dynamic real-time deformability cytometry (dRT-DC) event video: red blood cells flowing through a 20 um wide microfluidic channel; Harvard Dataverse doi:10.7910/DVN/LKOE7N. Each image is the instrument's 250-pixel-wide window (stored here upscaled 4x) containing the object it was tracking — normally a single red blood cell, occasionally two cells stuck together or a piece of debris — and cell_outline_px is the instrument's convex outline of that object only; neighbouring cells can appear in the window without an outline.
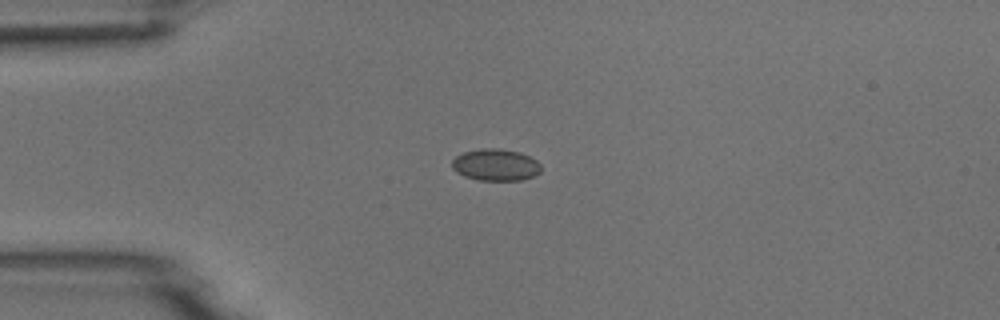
{"species": "common noctule bat (a hibernating species)", "species_latin": "Nyctalus noctula", "temperature_condition": "room temperature", "stored_images_in_passage": 12, "camera_frame_rate_fps": 3000, "um_per_image_px": 0.085, "animal": {"sex": "male", "body_mass_g": 18.8}, "frame": {"image": 1, "passage_image": 1, "time_ms": 0.0, "image_size_px": [1000, 320], "cell_outline_px": [[540, 172], [536, 176], [520, 180], [480, 180], [464, 176], [456, 172], [452, 168], [452, 160], [456, 156], [464, 152], [480, 148], [500, 148], [520, 152], [536, 160], [540, 164]], "centroid_in_image_um": [42.13, 14.01], "position_along_channel_um": 42.9, "area_um2": 16.59}}
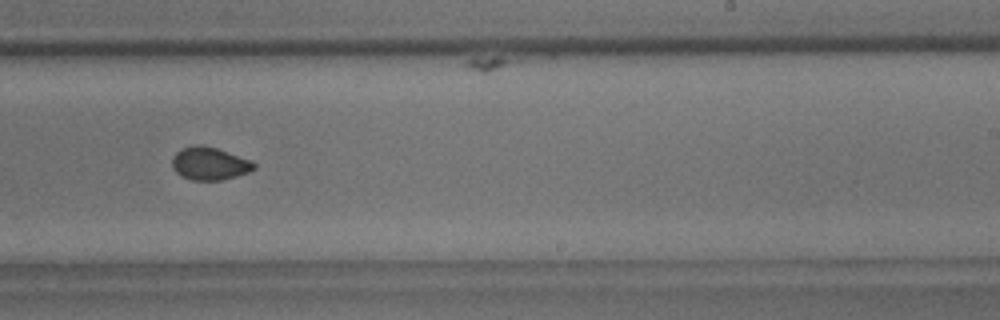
{"frame": {"image": 2, "passage_image": 7, "time_ms": 6.667, "image_size_px": [1000, 320], "cell_outline_px": [[256, 168], [248, 172], [236, 176], [220, 180], [192, 180], [180, 176], [172, 168], [172, 160], [176, 152], [192, 144], [200, 144], [216, 148], [252, 160], [256, 164]], "centroid_in_image_um": [17.81, 13.9], "position_along_channel_um": 271.2, "area_um2": 15.72}}